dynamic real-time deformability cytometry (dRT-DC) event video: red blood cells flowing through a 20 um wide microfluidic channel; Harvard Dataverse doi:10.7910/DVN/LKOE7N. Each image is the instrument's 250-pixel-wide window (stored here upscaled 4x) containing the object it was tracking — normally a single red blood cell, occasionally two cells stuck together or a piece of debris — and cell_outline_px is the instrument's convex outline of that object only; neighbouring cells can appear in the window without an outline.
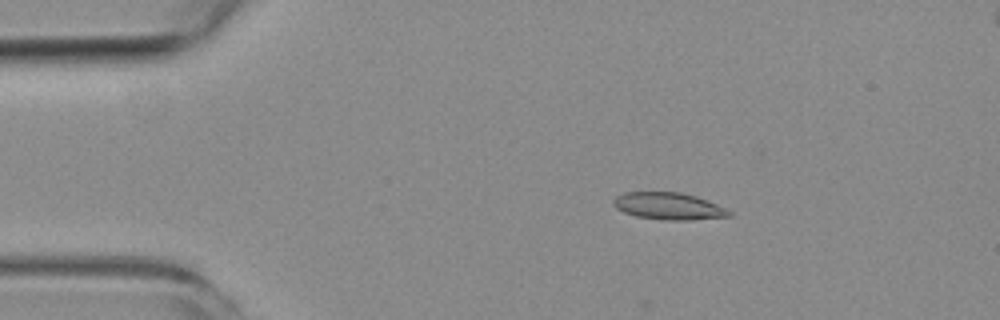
{"species": "common noctule bat (a hibernating species)", "species_latin": "Nyctalus noctula", "temperature_condition": "room temperature", "stored_images_in_passage": 8, "camera_frame_rate_fps": 3000, "um_per_image_px": 0.085, "animal": {"sex": "female", "body_mass_g": 19.3, "forearm_length_mm": 54.1}, "frame": {"image": 1, "passage_image": 3, "time_ms": 2.333, "image_size_px": [1000, 320], "cell_outline_px": [[732, 216], [692, 220], [664, 220], [636, 216], [624, 212], [616, 208], [612, 204], [612, 200], [616, 196], [624, 192], [680, 192], [696, 196], [716, 204], [732, 212]], "centroid_in_image_um": [56.81, 17.52], "position_along_channel_um": 28.2, "area_um2": 18.26}}
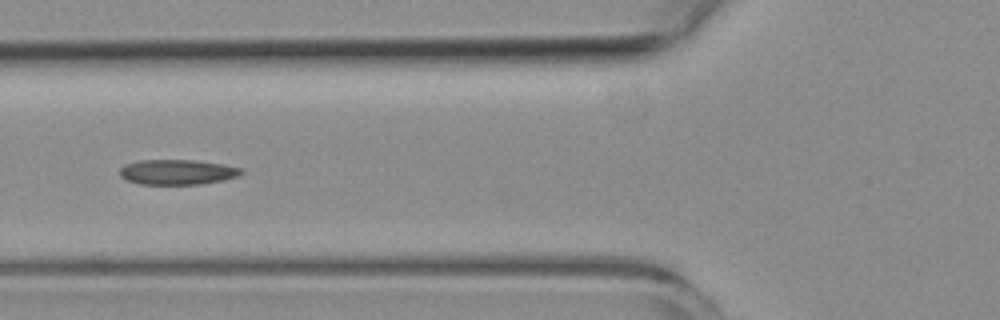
{"frame": {"image": 2, "passage_image": 6, "time_ms": 6.0, "image_size_px": [1000, 320], "cell_outline_px": [[244, 172], [236, 176], [224, 180], [200, 184], [140, 184], [128, 180], [120, 176], [120, 168], [124, 164], [140, 160], [196, 160], [244, 168]], "centroid_in_image_um": [15.07, 14.62], "position_along_channel_um": 110.7, "area_um2": 17.74}}
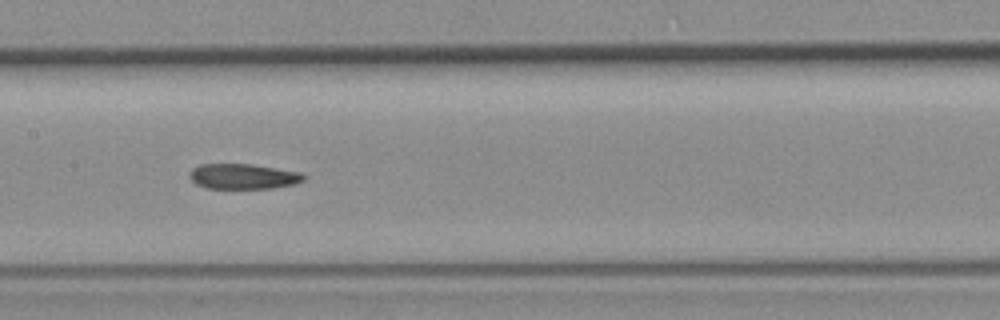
{"frame": {"image": 3, "passage_image": 8, "time_ms": 8.0, "image_size_px": [1000, 320], "cell_outline_px": [[308, 176], [304, 180], [292, 184], [272, 188], [208, 188], [196, 184], [188, 176], [188, 172], [192, 168], [200, 164], [252, 164], [300, 172]], "centroid_in_image_um": [20.65, 14.98], "position_along_channel_um": 186.8, "area_um2": 16.82}}